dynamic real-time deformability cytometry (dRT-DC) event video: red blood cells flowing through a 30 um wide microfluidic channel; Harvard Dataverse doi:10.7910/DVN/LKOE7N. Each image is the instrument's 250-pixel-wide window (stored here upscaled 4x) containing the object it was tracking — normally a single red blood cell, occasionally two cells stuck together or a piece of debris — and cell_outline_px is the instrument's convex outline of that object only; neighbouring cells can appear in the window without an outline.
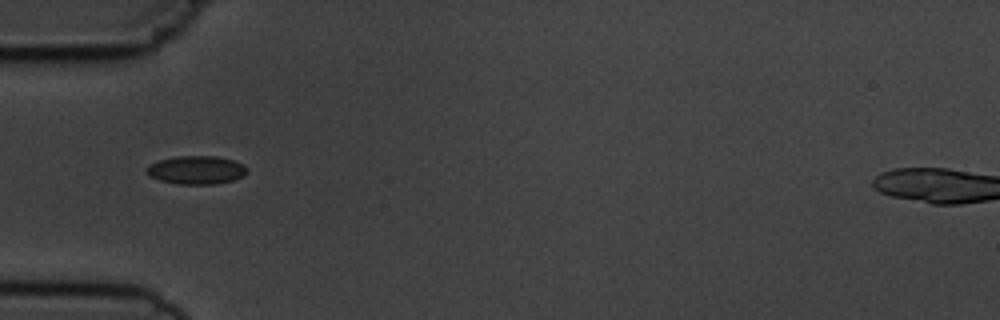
{"species": "common noctule bat (a hibernating species)", "species_latin": "Nyctalus noctula", "temperature_condition": "cold", "stored_images_in_passage": 12, "camera_frame_rate_fps": 3000, "um_per_image_px": 0.085, "animal": {"sex": "male", "body_mass_g": 19.5, "forearm_length_mm": 54.6}, "frame": {"image": 1, "passage_image": 2, "time_ms": 1.333, "image_size_px": [1000, 320], "cell_outline_px": [[248, 172], [244, 176], [232, 180], [216, 184], [180, 184], [160, 180], [148, 176], [144, 168], [148, 164], [160, 160], [176, 156], [216, 156], [232, 160], [244, 164], [248, 168]], "centroid_in_image_um": [16.68, 14.45], "position_along_channel_um": 68.3, "area_um2": 16.76}}
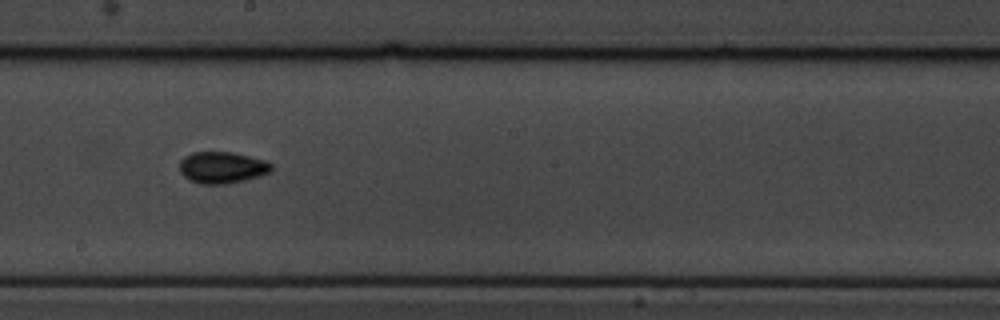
{"frame": {"image": 2, "passage_image": 6, "time_ms": 5.667, "image_size_px": [1000, 320], "cell_outline_px": [[272, 168], [268, 172], [260, 176], [244, 180], [224, 184], [200, 184], [184, 176], [180, 172], [180, 160], [184, 156], [192, 152], [232, 152], [264, 160], [272, 164]], "centroid_in_image_um": [18.86, 14.23], "position_along_channel_um": 229.3, "area_um2": 16.76}}
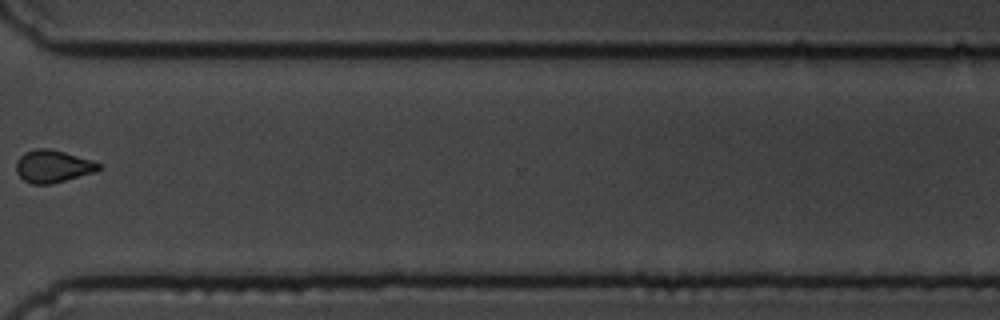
{"frame": {"image": 3, "passage_image": 9, "time_ms": 9.333, "image_size_px": [1000, 320], "cell_outline_px": [[100, 168], [96, 172], [52, 184], [32, 184], [24, 180], [16, 172], [16, 160], [24, 152], [36, 148], [48, 148], [64, 152], [92, 160], [100, 164]], "centroid_in_image_um": [4.48, 14.14], "position_along_channel_um": 366.1, "area_um2": 15.66}, "authors_computed_cell_mechanics": {"area_um2": 15.8661, "velocity_mm_per_s": 3.7169, "shape_relaxation_time_tau1_ms": 2.2492, "shape_relaxation_time_tau2_ms": null, "deformation_change_tau1": 0.0566, "deformation_change_tau2": null}}